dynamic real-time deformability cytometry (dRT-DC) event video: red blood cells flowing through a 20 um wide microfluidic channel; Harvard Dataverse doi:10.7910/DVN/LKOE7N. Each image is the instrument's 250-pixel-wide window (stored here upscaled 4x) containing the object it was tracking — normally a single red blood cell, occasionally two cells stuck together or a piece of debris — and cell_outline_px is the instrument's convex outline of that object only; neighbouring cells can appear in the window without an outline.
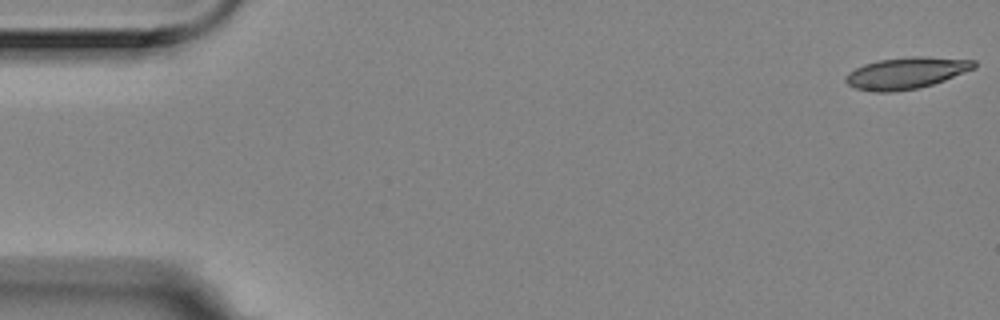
{"species": "Egyptian fruit bat (a non-hibernating species)", "species_latin": "Rousettus aegyptiacus", "temperature_condition": "room temperature", "stored_images_in_passage": 54, "camera_frame_rate_fps": 3000, "um_per_image_px": 0.085, "animal": {"sex": "female"}, "frame": {"image": 1, "passage_image": 1, "time_ms": 0.0, "image_size_px": [1000, 320], "cell_outline_px": [[976, 68], [944, 80], [920, 88], [892, 92], [876, 92], [856, 88], [848, 84], [844, 80], [844, 76], [848, 72], [864, 64], [880, 60], [912, 56], [924, 56], [976, 60]], "centroid_in_image_um": [77.03, 6.2], "position_along_channel_um": 8.0, "area_um2": 23.64}}
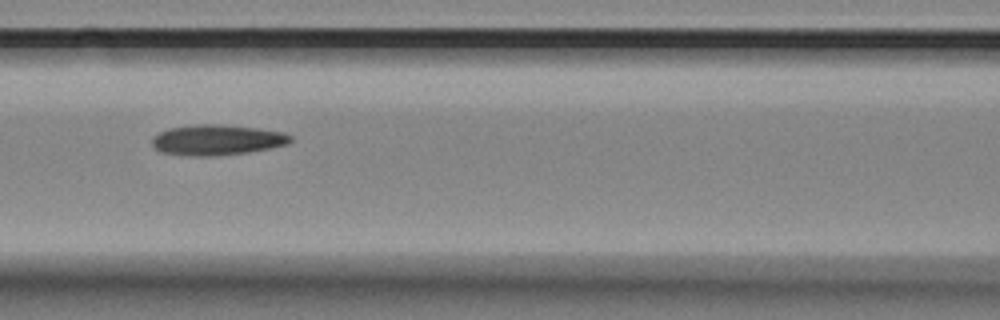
{"frame": {"image": 2, "passage_image": 24, "time_ms": 7.667, "image_size_px": [1000, 320], "cell_outline_px": [[292, 140], [288, 144], [248, 152], [216, 156], [188, 156], [160, 152], [152, 144], [152, 136], [168, 128], [200, 124], [212, 124], [256, 128], [284, 132], [292, 136]], "centroid_in_image_um": [18.42, 11.9], "position_along_channel_um": 148.2, "area_um2": 24.51}}
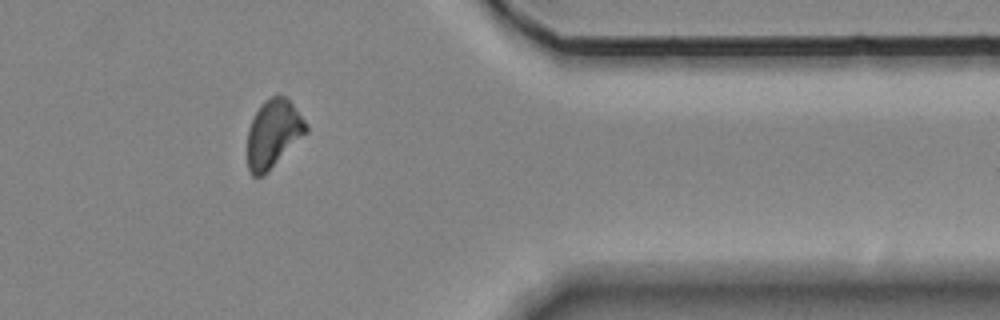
{"frame": {"image": 3, "passage_image": 46, "time_ms": 15.0, "image_size_px": [1000, 320], "cell_outline_px": [[308, 132], [264, 176], [252, 176], [248, 168], [248, 128], [260, 104], [264, 100], [276, 92], [288, 96], [308, 124]], "centroid_in_image_um": [23.26, 11.31], "position_along_channel_um": 388.1, "area_um2": 23.81}}